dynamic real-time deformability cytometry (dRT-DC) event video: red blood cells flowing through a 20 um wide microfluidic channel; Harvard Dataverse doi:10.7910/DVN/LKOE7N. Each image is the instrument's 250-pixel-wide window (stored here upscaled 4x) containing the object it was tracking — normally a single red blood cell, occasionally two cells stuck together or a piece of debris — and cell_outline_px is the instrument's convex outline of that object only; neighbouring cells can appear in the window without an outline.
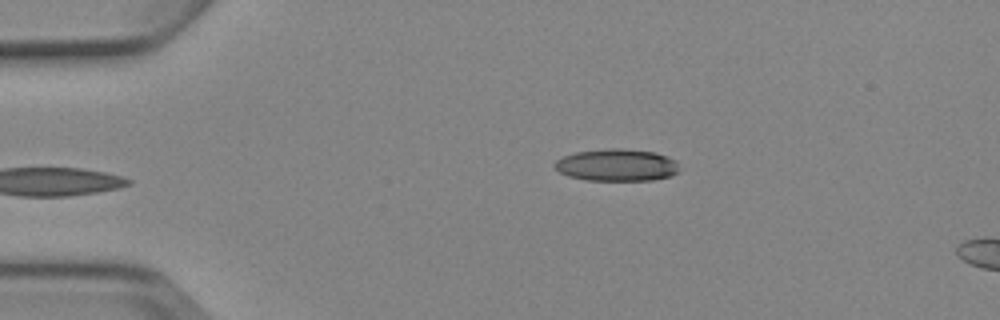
{"species": "Egyptian fruit bat (a non-hibernating species)", "species_latin": "Rousettus aegyptiacus", "temperature_condition": "cold", "stored_images_in_passage": 7, "camera_frame_rate_fps": 3000, "um_per_image_px": 0.085, "animal": {"sex": "female"}, "frame": {"image": 1, "passage_image": 7, "time_ms": 7.0, "image_size_px": [1000, 320], "cell_outline_px": [[680, 172], [672, 176], [652, 180], [584, 180], [568, 176], [560, 172], [552, 164], [556, 160], [564, 156], [576, 152], [612, 148], [620, 148], [656, 152], [668, 156], [676, 160]], "centroid_in_image_um": [52.46, 14.03], "position_along_channel_um": 32.5, "area_um2": 23.52}}